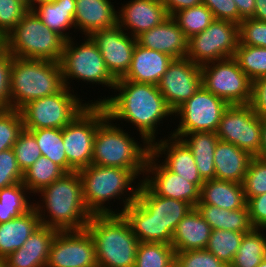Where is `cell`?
<instances>
[{
  "mask_svg": "<svg viewBox=\"0 0 266 267\" xmlns=\"http://www.w3.org/2000/svg\"><path fill=\"white\" fill-rule=\"evenodd\" d=\"M115 91L119 93L94 100L93 104H101L107 117L114 122L123 120L132 123L141 135V142L152 145L158 140V125L163 124L166 117L174 116L158 85L117 80Z\"/></svg>",
  "mask_w": 266,
  "mask_h": 267,
  "instance_id": "6da1fadb",
  "label": "cell"
},
{
  "mask_svg": "<svg viewBox=\"0 0 266 267\" xmlns=\"http://www.w3.org/2000/svg\"><path fill=\"white\" fill-rule=\"evenodd\" d=\"M193 207L182 200L155 195L142 181L137 199L122 215L139 242L171 245L178 223Z\"/></svg>",
  "mask_w": 266,
  "mask_h": 267,
  "instance_id": "7a4b0ae2",
  "label": "cell"
},
{
  "mask_svg": "<svg viewBox=\"0 0 266 267\" xmlns=\"http://www.w3.org/2000/svg\"><path fill=\"white\" fill-rule=\"evenodd\" d=\"M37 194H41L42 202L34 203V208L38 212L41 225L57 231L86 229L91 214L83 199L82 181L78 171L65 173Z\"/></svg>",
  "mask_w": 266,
  "mask_h": 267,
  "instance_id": "3957f363",
  "label": "cell"
},
{
  "mask_svg": "<svg viewBox=\"0 0 266 267\" xmlns=\"http://www.w3.org/2000/svg\"><path fill=\"white\" fill-rule=\"evenodd\" d=\"M78 173L82 181L83 199L87 210L91 215H105L122 214L124 209L137 199L141 180L137 185L132 183H136L135 179L140 177V174L144 176L145 170L91 164L79 170ZM113 199L118 201L123 199L121 210H114L110 208L111 206H107Z\"/></svg>",
  "mask_w": 266,
  "mask_h": 267,
  "instance_id": "277c9868",
  "label": "cell"
},
{
  "mask_svg": "<svg viewBox=\"0 0 266 267\" xmlns=\"http://www.w3.org/2000/svg\"><path fill=\"white\" fill-rule=\"evenodd\" d=\"M98 267H134L139 241L122 214L91 215L86 226Z\"/></svg>",
  "mask_w": 266,
  "mask_h": 267,
  "instance_id": "5b68a950",
  "label": "cell"
},
{
  "mask_svg": "<svg viewBox=\"0 0 266 267\" xmlns=\"http://www.w3.org/2000/svg\"><path fill=\"white\" fill-rule=\"evenodd\" d=\"M65 87L59 62L23 59L13 56L11 65V109L59 93Z\"/></svg>",
  "mask_w": 266,
  "mask_h": 267,
  "instance_id": "8992f818",
  "label": "cell"
},
{
  "mask_svg": "<svg viewBox=\"0 0 266 267\" xmlns=\"http://www.w3.org/2000/svg\"><path fill=\"white\" fill-rule=\"evenodd\" d=\"M115 124V125H114ZM108 117L97 127L93 142L92 164L129 170H145L151 152L148 143L139 144L128 131ZM131 136V137H130Z\"/></svg>",
  "mask_w": 266,
  "mask_h": 267,
  "instance_id": "52a82bcc",
  "label": "cell"
},
{
  "mask_svg": "<svg viewBox=\"0 0 266 267\" xmlns=\"http://www.w3.org/2000/svg\"><path fill=\"white\" fill-rule=\"evenodd\" d=\"M6 49L17 58L60 62L66 40L46 27L33 10L5 37Z\"/></svg>",
  "mask_w": 266,
  "mask_h": 267,
  "instance_id": "ba28073f",
  "label": "cell"
},
{
  "mask_svg": "<svg viewBox=\"0 0 266 267\" xmlns=\"http://www.w3.org/2000/svg\"><path fill=\"white\" fill-rule=\"evenodd\" d=\"M74 40L75 37L66 40L59 62L65 86L71 89L70 83L76 79L78 82L87 81V85L88 82L93 85L96 83L114 89L117 80L108 71L101 52L93 40L89 36H84V42L82 41L80 45Z\"/></svg>",
  "mask_w": 266,
  "mask_h": 267,
  "instance_id": "9c48e42d",
  "label": "cell"
},
{
  "mask_svg": "<svg viewBox=\"0 0 266 267\" xmlns=\"http://www.w3.org/2000/svg\"><path fill=\"white\" fill-rule=\"evenodd\" d=\"M83 101L77 93L74 94L73 88L70 90L66 86L59 93L33 100L20 109L23 128L63 129L89 104H93V100Z\"/></svg>",
  "mask_w": 266,
  "mask_h": 267,
  "instance_id": "30bf717a",
  "label": "cell"
},
{
  "mask_svg": "<svg viewBox=\"0 0 266 267\" xmlns=\"http://www.w3.org/2000/svg\"><path fill=\"white\" fill-rule=\"evenodd\" d=\"M107 118L101 104H89L63 128V143L68 173L92 164L93 142L97 127Z\"/></svg>",
  "mask_w": 266,
  "mask_h": 267,
  "instance_id": "8fae6325",
  "label": "cell"
},
{
  "mask_svg": "<svg viewBox=\"0 0 266 267\" xmlns=\"http://www.w3.org/2000/svg\"><path fill=\"white\" fill-rule=\"evenodd\" d=\"M202 86L228 105L250 104L252 81L232 58L201 66Z\"/></svg>",
  "mask_w": 266,
  "mask_h": 267,
  "instance_id": "7c38bea8",
  "label": "cell"
},
{
  "mask_svg": "<svg viewBox=\"0 0 266 267\" xmlns=\"http://www.w3.org/2000/svg\"><path fill=\"white\" fill-rule=\"evenodd\" d=\"M238 44V24L215 19L204 31L188 39L186 58L203 66L234 57Z\"/></svg>",
  "mask_w": 266,
  "mask_h": 267,
  "instance_id": "4fadbf2b",
  "label": "cell"
},
{
  "mask_svg": "<svg viewBox=\"0 0 266 267\" xmlns=\"http://www.w3.org/2000/svg\"><path fill=\"white\" fill-rule=\"evenodd\" d=\"M229 105L203 86L179 108L174 111L179 118L172 137L192 132H216L222 114ZM177 114V115H176Z\"/></svg>",
  "mask_w": 266,
  "mask_h": 267,
  "instance_id": "5bb4252c",
  "label": "cell"
},
{
  "mask_svg": "<svg viewBox=\"0 0 266 267\" xmlns=\"http://www.w3.org/2000/svg\"><path fill=\"white\" fill-rule=\"evenodd\" d=\"M261 118L250 104L229 105L216 131L219 140L231 143L257 157L261 145Z\"/></svg>",
  "mask_w": 266,
  "mask_h": 267,
  "instance_id": "9a60e30c",
  "label": "cell"
},
{
  "mask_svg": "<svg viewBox=\"0 0 266 267\" xmlns=\"http://www.w3.org/2000/svg\"><path fill=\"white\" fill-rule=\"evenodd\" d=\"M46 267H98L89 231H58L50 245Z\"/></svg>",
  "mask_w": 266,
  "mask_h": 267,
  "instance_id": "2e32d148",
  "label": "cell"
},
{
  "mask_svg": "<svg viewBox=\"0 0 266 267\" xmlns=\"http://www.w3.org/2000/svg\"><path fill=\"white\" fill-rule=\"evenodd\" d=\"M202 87L201 66L188 58L173 59L158 88L173 112Z\"/></svg>",
  "mask_w": 266,
  "mask_h": 267,
  "instance_id": "e0dca14e",
  "label": "cell"
},
{
  "mask_svg": "<svg viewBox=\"0 0 266 267\" xmlns=\"http://www.w3.org/2000/svg\"><path fill=\"white\" fill-rule=\"evenodd\" d=\"M151 152L141 181L157 196L182 200L193 208L200 201V188L168 170ZM160 163V164H158ZM154 175V176H152Z\"/></svg>",
  "mask_w": 266,
  "mask_h": 267,
  "instance_id": "ac0fdd59",
  "label": "cell"
},
{
  "mask_svg": "<svg viewBox=\"0 0 266 267\" xmlns=\"http://www.w3.org/2000/svg\"><path fill=\"white\" fill-rule=\"evenodd\" d=\"M97 45L110 74L116 79L128 72L137 40L118 24L115 27L97 30L89 36Z\"/></svg>",
  "mask_w": 266,
  "mask_h": 267,
  "instance_id": "d6986e66",
  "label": "cell"
},
{
  "mask_svg": "<svg viewBox=\"0 0 266 267\" xmlns=\"http://www.w3.org/2000/svg\"><path fill=\"white\" fill-rule=\"evenodd\" d=\"M117 11V24L133 37L158 26L169 15L160 0H130Z\"/></svg>",
  "mask_w": 266,
  "mask_h": 267,
  "instance_id": "ffe728a7",
  "label": "cell"
},
{
  "mask_svg": "<svg viewBox=\"0 0 266 267\" xmlns=\"http://www.w3.org/2000/svg\"><path fill=\"white\" fill-rule=\"evenodd\" d=\"M169 136L157 140L151 145V153L159 158L165 155L162 164L173 173L194 183L200 189L204 183L201 178L191 150L179 138ZM166 138V139H165Z\"/></svg>",
  "mask_w": 266,
  "mask_h": 267,
  "instance_id": "44dd1931",
  "label": "cell"
},
{
  "mask_svg": "<svg viewBox=\"0 0 266 267\" xmlns=\"http://www.w3.org/2000/svg\"><path fill=\"white\" fill-rule=\"evenodd\" d=\"M137 43L145 48L165 53L173 59L186 58L188 38L172 16L158 26L136 37Z\"/></svg>",
  "mask_w": 266,
  "mask_h": 267,
  "instance_id": "7402d4cb",
  "label": "cell"
},
{
  "mask_svg": "<svg viewBox=\"0 0 266 267\" xmlns=\"http://www.w3.org/2000/svg\"><path fill=\"white\" fill-rule=\"evenodd\" d=\"M57 232L48 226L40 225L20 249L4 259L5 267H46L50 245Z\"/></svg>",
  "mask_w": 266,
  "mask_h": 267,
  "instance_id": "603a6c76",
  "label": "cell"
},
{
  "mask_svg": "<svg viewBox=\"0 0 266 267\" xmlns=\"http://www.w3.org/2000/svg\"><path fill=\"white\" fill-rule=\"evenodd\" d=\"M172 61L171 56L136 43L131 66L126 75L118 80L158 85Z\"/></svg>",
  "mask_w": 266,
  "mask_h": 267,
  "instance_id": "cb8c5ba5",
  "label": "cell"
},
{
  "mask_svg": "<svg viewBox=\"0 0 266 267\" xmlns=\"http://www.w3.org/2000/svg\"><path fill=\"white\" fill-rule=\"evenodd\" d=\"M111 0H76L74 28L85 36L117 25V11Z\"/></svg>",
  "mask_w": 266,
  "mask_h": 267,
  "instance_id": "d4e9b609",
  "label": "cell"
},
{
  "mask_svg": "<svg viewBox=\"0 0 266 267\" xmlns=\"http://www.w3.org/2000/svg\"><path fill=\"white\" fill-rule=\"evenodd\" d=\"M211 232V226L194 207L178 223L173 233L171 246L175 252L205 249Z\"/></svg>",
  "mask_w": 266,
  "mask_h": 267,
  "instance_id": "484cf974",
  "label": "cell"
},
{
  "mask_svg": "<svg viewBox=\"0 0 266 267\" xmlns=\"http://www.w3.org/2000/svg\"><path fill=\"white\" fill-rule=\"evenodd\" d=\"M252 158L239 147L219 140L214 152L215 179L242 184Z\"/></svg>",
  "mask_w": 266,
  "mask_h": 267,
  "instance_id": "4316f807",
  "label": "cell"
},
{
  "mask_svg": "<svg viewBox=\"0 0 266 267\" xmlns=\"http://www.w3.org/2000/svg\"><path fill=\"white\" fill-rule=\"evenodd\" d=\"M40 225L39 215L34 207L21 216L0 223V258L5 259L20 249Z\"/></svg>",
  "mask_w": 266,
  "mask_h": 267,
  "instance_id": "83f0119b",
  "label": "cell"
},
{
  "mask_svg": "<svg viewBox=\"0 0 266 267\" xmlns=\"http://www.w3.org/2000/svg\"><path fill=\"white\" fill-rule=\"evenodd\" d=\"M244 188L241 183L219 179L205 180L197 204H209L226 210H237L246 206Z\"/></svg>",
  "mask_w": 266,
  "mask_h": 267,
  "instance_id": "f1b7e54d",
  "label": "cell"
},
{
  "mask_svg": "<svg viewBox=\"0 0 266 267\" xmlns=\"http://www.w3.org/2000/svg\"><path fill=\"white\" fill-rule=\"evenodd\" d=\"M178 138L191 150L201 178L215 179L214 152L219 141L216 132H192Z\"/></svg>",
  "mask_w": 266,
  "mask_h": 267,
  "instance_id": "f546056e",
  "label": "cell"
},
{
  "mask_svg": "<svg viewBox=\"0 0 266 267\" xmlns=\"http://www.w3.org/2000/svg\"><path fill=\"white\" fill-rule=\"evenodd\" d=\"M76 0H53L35 7L33 11L43 24L62 36L65 40L73 38L69 35L74 27ZM69 30V32H66Z\"/></svg>",
  "mask_w": 266,
  "mask_h": 267,
  "instance_id": "4dcf8cb0",
  "label": "cell"
},
{
  "mask_svg": "<svg viewBox=\"0 0 266 267\" xmlns=\"http://www.w3.org/2000/svg\"><path fill=\"white\" fill-rule=\"evenodd\" d=\"M196 209L212 230H231L246 234L253 229L247 205L237 210H226L214 205L197 204Z\"/></svg>",
  "mask_w": 266,
  "mask_h": 267,
  "instance_id": "1f68e13d",
  "label": "cell"
},
{
  "mask_svg": "<svg viewBox=\"0 0 266 267\" xmlns=\"http://www.w3.org/2000/svg\"><path fill=\"white\" fill-rule=\"evenodd\" d=\"M263 230L266 229L253 228L244 234L231 267H257L262 262L266 257V236Z\"/></svg>",
  "mask_w": 266,
  "mask_h": 267,
  "instance_id": "d6a6232c",
  "label": "cell"
},
{
  "mask_svg": "<svg viewBox=\"0 0 266 267\" xmlns=\"http://www.w3.org/2000/svg\"><path fill=\"white\" fill-rule=\"evenodd\" d=\"M66 172L56 163L41 156L25 172L22 183L36 195L42 188L61 178Z\"/></svg>",
  "mask_w": 266,
  "mask_h": 267,
  "instance_id": "836d02e7",
  "label": "cell"
},
{
  "mask_svg": "<svg viewBox=\"0 0 266 267\" xmlns=\"http://www.w3.org/2000/svg\"><path fill=\"white\" fill-rule=\"evenodd\" d=\"M26 130H29L35 136L42 156L50 159L68 173V161L63 143V129L45 128Z\"/></svg>",
  "mask_w": 266,
  "mask_h": 267,
  "instance_id": "e575fe53",
  "label": "cell"
},
{
  "mask_svg": "<svg viewBox=\"0 0 266 267\" xmlns=\"http://www.w3.org/2000/svg\"><path fill=\"white\" fill-rule=\"evenodd\" d=\"M174 255L171 245L139 242L134 267H174Z\"/></svg>",
  "mask_w": 266,
  "mask_h": 267,
  "instance_id": "d590c367",
  "label": "cell"
},
{
  "mask_svg": "<svg viewBox=\"0 0 266 267\" xmlns=\"http://www.w3.org/2000/svg\"><path fill=\"white\" fill-rule=\"evenodd\" d=\"M172 17L188 39L204 31L215 20L212 11L203 3L182 9Z\"/></svg>",
  "mask_w": 266,
  "mask_h": 267,
  "instance_id": "8d00e7d4",
  "label": "cell"
},
{
  "mask_svg": "<svg viewBox=\"0 0 266 267\" xmlns=\"http://www.w3.org/2000/svg\"><path fill=\"white\" fill-rule=\"evenodd\" d=\"M244 234L231 230H212L205 249L228 266L238 252Z\"/></svg>",
  "mask_w": 266,
  "mask_h": 267,
  "instance_id": "74e56055",
  "label": "cell"
},
{
  "mask_svg": "<svg viewBox=\"0 0 266 267\" xmlns=\"http://www.w3.org/2000/svg\"><path fill=\"white\" fill-rule=\"evenodd\" d=\"M233 58L252 82L266 76V48L238 45Z\"/></svg>",
  "mask_w": 266,
  "mask_h": 267,
  "instance_id": "f35d334b",
  "label": "cell"
},
{
  "mask_svg": "<svg viewBox=\"0 0 266 267\" xmlns=\"http://www.w3.org/2000/svg\"><path fill=\"white\" fill-rule=\"evenodd\" d=\"M23 129L20 110L0 109V152L13 148Z\"/></svg>",
  "mask_w": 266,
  "mask_h": 267,
  "instance_id": "ab89813d",
  "label": "cell"
},
{
  "mask_svg": "<svg viewBox=\"0 0 266 267\" xmlns=\"http://www.w3.org/2000/svg\"><path fill=\"white\" fill-rule=\"evenodd\" d=\"M246 201L266 193V160L253 157L242 182Z\"/></svg>",
  "mask_w": 266,
  "mask_h": 267,
  "instance_id": "60d3db41",
  "label": "cell"
},
{
  "mask_svg": "<svg viewBox=\"0 0 266 267\" xmlns=\"http://www.w3.org/2000/svg\"><path fill=\"white\" fill-rule=\"evenodd\" d=\"M16 160L21 171L24 173L42 154L36 143L35 136L23 129L13 145Z\"/></svg>",
  "mask_w": 266,
  "mask_h": 267,
  "instance_id": "b9f144b4",
  "label": "cell"
},
{
  "mask_svg": "<svg viewBox=\"0 0 266 267\" xmlns=\"http://www.w3.org/2000/svg\"><path fill=\"white\" fill-rule=\"evenodd\" d=\"M174 267H227L206 249L175 252Z\"/></svg>",
  "mask_w": 266,
  "mask_h": 267,
  "instance_id": "7bdbcfd3",
  "label": "cell"
},
{
  "mask_svg": "<svg viewBox=\"0 0 266 267\" xmlns=\"http://www.w3.org/2000/svg\"><path fill=\"white\" fill-rule=\"evenodd\" d=\"M238 45H248L266 48V22L246 18L238 24Z\"/></svg>",
  "mask_w": 266,
  "mask_h": 267,
  "instance_id": "ee69618b",
  "label": "cell"
},
{
  "mask_svg": "<svg viewBox=\"0 0 266 267\" xmlns=\"http://www.w3.org/2000/svg\"><path fill=\"white\" fill-rule=\"evenodd\" d=\"M28 11L18 0H0V32L6 37Z\"/></svg>",
  "mask_w": 266,
  "mask_h": 267,
  "instance_id": "f6af8a7d",
  "label": "cell"
},
{
  "mask_svg": "<svg viewBox=\"0 0 266 267\" xmlns=\"http://www.w3.org/2000/svg\"><path fill=\"white\" fill-rule=\"evenodd\" d=\"M13 148L0 152V189L23 181Z\"/></svg>",
  "mask_w": 266,
  "mask_h": 267,
  "instance_id": "bcb514c9",
  "label": "cell"
},
{
  "mask_svg": "<svg viewBox=\"0 0 266 267\" xmlns=\"http://www.w3.org/2000/svg\"><path fill=\"white\" fill-rule=\"evenodd\" d=\"M13 55L5 48L0 52V109H11L10 81Z\"/></svg>",
  "mask_w": 266,
  "mask_h": 267,
  "instance_id": "7dc6e473",
  "label": "cell"
},
{
  "mask_svg": "<svg viewBox=\"0 0 266 267\" xmlns=\"http://www.w3.org/2000/svg\"><path fill=\"white\" fill-rule=\"evenodd\" d=\"M31 193L22 183H17L9 187L0 189V203L7 206H34V202L28 199Z\"/></svg>",
  "mask_w": 266,
  "mask_h": 267,
  "instance_id": "c3c4849f",
  "label": "cell"
},
{
  "mask_svg": "<svg viewBox=\"0 0 266 267\" xmlns=\"http://www.w3.org/2000/svg\"><path fill=\"white\" fill-rule=\"evenodd\" d=\"M213 13L215 19L239 24V12L234 0H203Z\"/></svg>",
  "mask_w": 266,
  "mask_h": 267,
  "instance_id": "681fc988",
  "label": "cell"
},
{
  "mask_svg": "<svg viewBox=\"0 0 266 267\" xmlns=\"http://www.w3.org/2000/svg\"><path fill=\"white\" fill-rule=\"evenodd\" d=\"M246 205L252 227L266 229V193L249 198Z\"/></svg>",
  "mask_w": 266,
  "mask_h": 267,
  "instance_id": "f907efd6",
  "label": "cell"
},
{
  "mask_svg": "<svg viewBox=\"0 0 266 267\" xmlns=\"http://www.w3.org/2000/svg\"><path fill=\"white\" fill-rule=\"evenodd\" d=\"M250 105L260 118L266 117V76L252 82V97Z\"/></svg>",
  "mask_w": 266,
  "mask_h": 267,
  "instance_id": "816d5d0a",
  "label": "cell"
},
{
  "mask_svg": "<svg viewBox=\"0 0 266 267\" xmlns=\"http://www.w3.org/2000/svg\"><path fill=\"white\" fill-rule=\"evenodd\" d=\"M166 7L169 16H173L176 12L198 6L203 3V0H160Z\"/></svg>",
  "mask_w": 266,
  "mask_h": 267,
  "instance_id": "f5cc1de1",
  "label": "cell"
},
{
  "mask_svg": "<svg viewBox=\"0 0 266 267\" xmlns=\"http://www.w3.org/2000/svg\"><path fill=\"white\" fill-rule=\"evenodd\" d=\"M33 207L34 206H7L0 203V223L21 216L30 211Z\"/></svg>",
  "mask_w": 266,
  "mask_h": 267,
  "instance_id": "db71d44e",
  "label": "cell"
},
{
  "mask_svg": "<svg viewBox=\"0 0 266 267\" xmlns=\"http://www.w3.org/2000/svg\"><path fill=\"white\" fill-rule=\"evenodd\" d=\"M239 12V23L246 18H252L255 13V0H234Z\"/></svg>",
  "mask_w": 266,
  "mask_h": 267,
  "instance_id": "11a10c76",
  "label": "cell"
},
{
  "mask_svg": "<svg viewBox=\"0 0 266 267\" xmlns=\"http://www.w3.org/2000/svg\"><path fill=\"white\" fill-rule=\"evenodd\" d=\"M252 18L266 22V0H255V13Z\"/></svg>",
  "mask_w": 266,
  "mask_h": 267,
  "instance_id": "9f6ffc18",
  "label": "cell"
},
{
  "mask_svg": "<svg viewBox=\"0 0 266 267\" xmlns=\"http://www.w3.org/2000/svg\"><path fill=\"white\" fill-rule=\"evenodd\" d=\"M261 126H262L261 145L257 157L266 160V117L261 118Z\"/></svg>",
  "mask_w": 266,
  "mask_h": 267,
  "instance_id": "6f0895ef",
  "label": "cell"
},
{
  "mask_svg": "<svg viewBox=\"0 0 266 267\" xmlns=\"http://www.w3.org/2000/svg\"><path fill=\"white\" fill-rule=\"evenodd\" d=\"M53 0H28V10H33L35 7L43 3H50Z\"/></svg>",
  "mask_w": 266,
  "mask_h": 267,
  "instance_id": "680465c9",
  "label": "cell"
},
{
  "mask_svg": "<svg viewBox=\"0 0 266 267\" xmlns=\"http://www.w3.org/2000/svg\"><path fill=\"white\" fill-rule=\"evenodd\" d=\"M6 48V39L5 36L0 32V52Z\"/></svg>",
  "mask_w": 266,
  "mask_h": 267,
  "instance_id": "91938a15",
  "label": "cell"
},
{
  "mask_svg": "<svg viewBox=\"0 0 266 267\" xmlns=\"http://www.w3.org/2000/svg\"><path fill=\"white\" fill-rule=\"evenodd\" d=\"M257 267H266V257L262 260V262Z\"/></svg>",
  "mask_w": 266,
  "mask_h": 267,
  "instance_id": "94428289",
  "label": "cell"
},
{
  "mask_svg": "<svg viewBox=\"0 0 266 267\" xmlns=\"http://www.w3.org/2000/svg\"><path fill=\"white\" fill-rule=\"evenodd\" d=\"M18 1H20L21 3H23L27 7V9H28V0H18Z\"/></svg>",
  "mask_w": 266,
  "mask_h": 267,
  "instance_id": "6125c7cd",
  "label": "cell"
},
{
  "mask_svg": "<svg viewBox=\"0 0 266 267\" xmlns=\"http://www.w3.org/2000/svg\"><path fill=\"white\" fill-rule=\"evenodd\" d=\"M0 267H5V261L3 258H0Z\"/></svg>",
  "mask_w": 266,
  "mask_h": 267,
  "instance_id": "be15d7a7",
  "label": "cell"
}]
</instances>
